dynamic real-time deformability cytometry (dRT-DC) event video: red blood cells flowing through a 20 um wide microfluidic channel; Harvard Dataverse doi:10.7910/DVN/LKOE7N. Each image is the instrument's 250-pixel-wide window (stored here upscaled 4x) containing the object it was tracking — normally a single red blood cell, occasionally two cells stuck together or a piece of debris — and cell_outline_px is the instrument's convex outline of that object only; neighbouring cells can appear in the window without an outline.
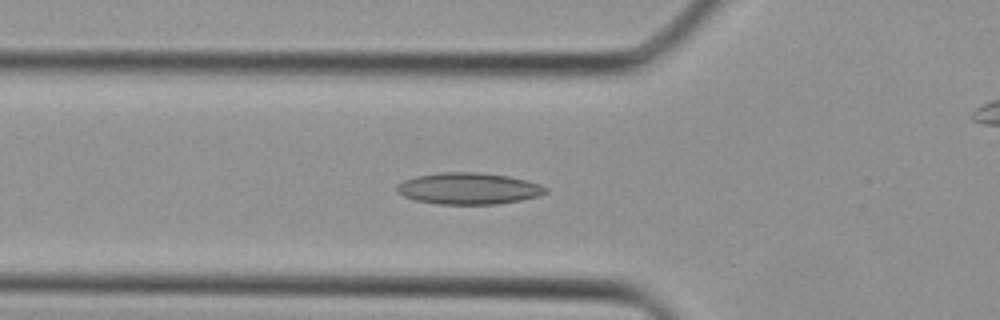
{"species": "Egyptian fruit bat (a non-hibernating species)", "species_latin": "Rousettus aegyptiacus", "temperature_condition": "cold", "stored_images_in_passage": 26, "camera_frame_rate_fps": 3000, "um_per_image_px": 0.085, "animal": {"sex": "female"}, "frame": {"image": 1, "passage_image": 6, "time_ms": 1.667, "image_size_px": [1000, 320], "cell_outline_px": [[548, 192], [536, 196], [520, 200], [496, 204], [436, 204], [416, 200], [404, 196], [396, 192], [396, 184], [404, 180], [416, 176], [440, 172], [476, 172], [508, 176], [528, 180], [540, 184], [548, 188]], "centroid_in_image_um": [39.81, 16.02], "position_along_channel_um": 86.0, "area_um2": 27.4}}
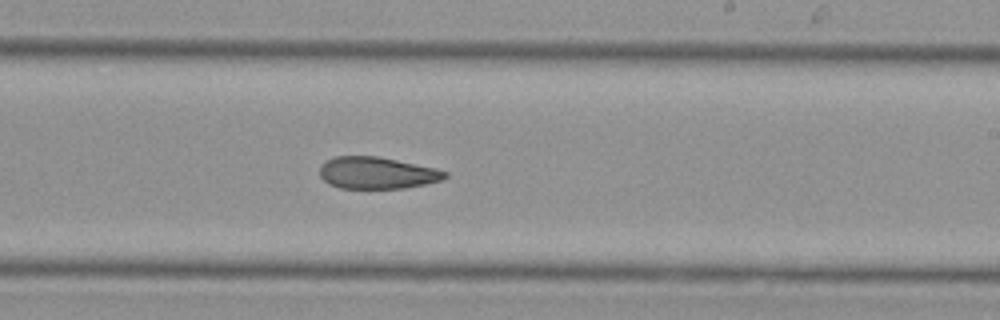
{"frame": {"image": 2, "passage_image": 16, "time_ms": 5.0, "image_size_px": [1000, 320], "cell_outline_px": [[448, 176], [440, 180], [424, 184], [404, 188], [340, 188], [328, 184], [320, 176], [320, 164], [324, 160], [332, 156], [376, 156], [436, 168], [448, 172]], "centroid_in_image_um": [31.99, 14.69], "position_along_channel_um": 257.0, "area_um2": 23.29}}
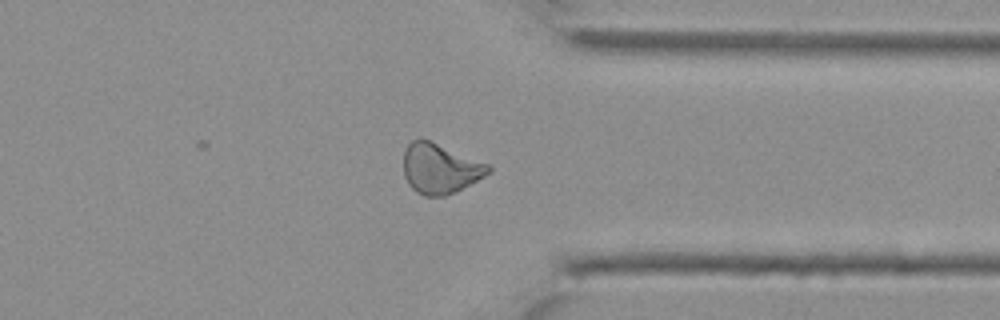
{"frame": {"image": 3, "passage_image": 23, "time_ms": 7.333, "image_size_px": [1000, 320], "cell_outline_px": [[492, 172], [444, 196], [424, 196], [416, 192], [408, 184], [404, 176], [404, 152], [408, 144], [412, 140], [428, 140], [488, 164], [492, 168]], "centroid_in_image_um": [37.38, 14.34], "position_along_channel_um": 374.0, "area_um2": 24.16}}